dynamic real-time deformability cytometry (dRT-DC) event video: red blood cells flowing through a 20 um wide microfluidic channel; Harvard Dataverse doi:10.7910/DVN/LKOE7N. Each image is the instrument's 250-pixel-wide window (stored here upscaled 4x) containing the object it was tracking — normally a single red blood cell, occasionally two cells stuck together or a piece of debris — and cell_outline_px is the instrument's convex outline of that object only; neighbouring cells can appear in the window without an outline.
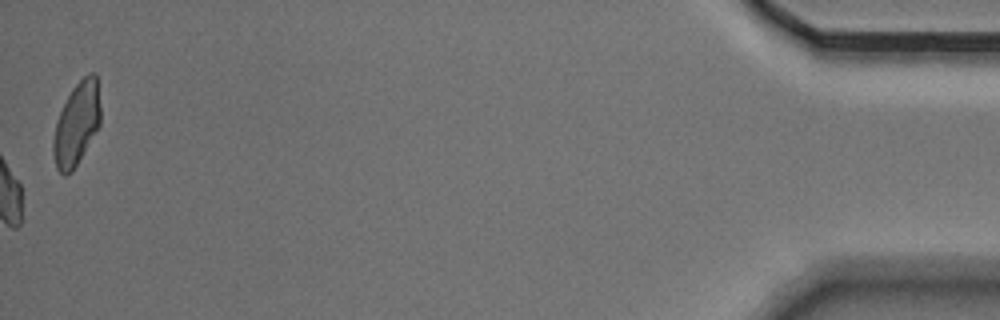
{"species": "Egyptian fruit bat (a non-hibernating species)", "species_latin": "Rousettus aegyptiacus", "temperature_condition": "cold", "stored_images_in_passage": 45, "camera_frame_rate_fps": 3000, "um_per_image_px": 0.085, "animal": {"sex": "male"}, "frame": {"image": 1, "passage_image": 45, "time_ms": 14.667, "image_size_px": [1000, 320], "cell_outline_px": [[100, 124], [72, 172], [64, 176], [56, 168], [52, 152], [52, 140], [56, 120], [72, 88], [88, 72], [96, 72], [100, 108]], "centroid_in_image_um": [6.49, 10.53], "position_along_channel_um": 428.7, "area_um2": 22.77}, "authors_computed_cell_mechanics": {"area_um2": 18.7272, "velocity_mm_per_s": 3.5404, "shape_relaxation_time_tau1_ms": 1.7871, "shape_relaxation_time_tau2_ms": 9.4419, "deformation_change_tau1": 0.0803, "deformation_change_tau2": 0.1405}}